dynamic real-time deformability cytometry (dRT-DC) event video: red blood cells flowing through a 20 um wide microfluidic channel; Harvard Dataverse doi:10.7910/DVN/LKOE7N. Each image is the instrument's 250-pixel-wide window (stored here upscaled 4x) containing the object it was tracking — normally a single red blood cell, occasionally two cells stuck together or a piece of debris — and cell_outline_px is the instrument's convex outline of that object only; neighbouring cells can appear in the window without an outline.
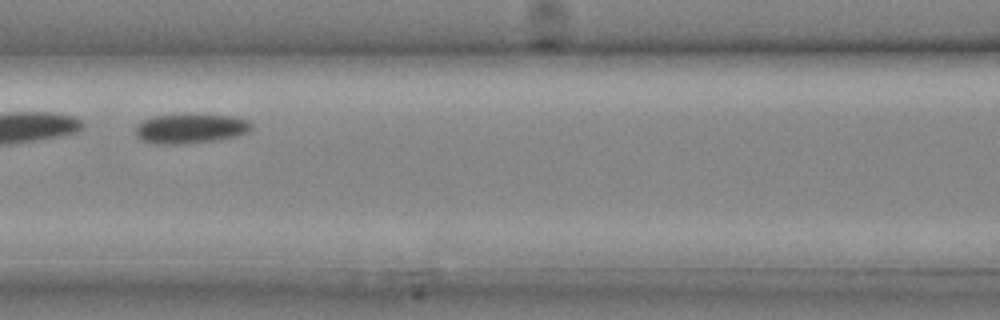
{"species": "common noctule bat (a hibernating species)", "species_latin": "Nyctalus noctula", "temperature_condition": "cold", "stored_images_in_passage": 18, "camera_frame_rate_fps": 3000, "um_per_image_px": 0.085, "animal": {"sex": "male", "body_mass_g": 20.4}, "frame": {"image": 1, "passage_image": 8, "time_ms": 2.333, "image_size_px": [1000, 320], "cell_outline_px": [[252, 128], [236, 136], [212, 140], [180, 144], [156, 144], [140, 140], [136, 136], [136, 128], [140, 120], [152, 116], [184, 112], [196, 112], [232, 116], [248, 120], [252, 124]], "centroid_in_image_um": [16.13, 10.87], "position_along_channel_um": 150.5, "area_um2": 20.69}}
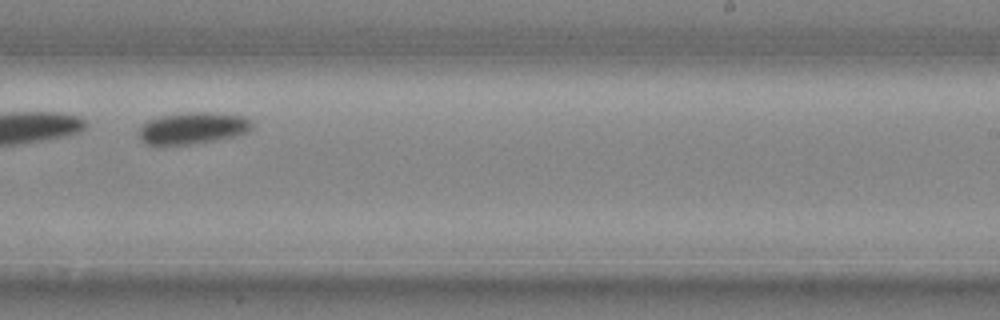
{"frame": {"image": 2, "passage_image": 13, "time_ms": 4.0, "image_size_px": [1000, 320], "cell_outline_px": [[252, 128], [248, 132], [240, 136], [192, 144], [148, 144], [140, 136], [140, 128], [148, 120], [160, 116], [184, 112], [212, 112], [244, 116], [252, 124]], "centroid_in_image_um": [16.46, 10.88], "position_along_channel_um": 272.5, "area_um2": 20.81}}